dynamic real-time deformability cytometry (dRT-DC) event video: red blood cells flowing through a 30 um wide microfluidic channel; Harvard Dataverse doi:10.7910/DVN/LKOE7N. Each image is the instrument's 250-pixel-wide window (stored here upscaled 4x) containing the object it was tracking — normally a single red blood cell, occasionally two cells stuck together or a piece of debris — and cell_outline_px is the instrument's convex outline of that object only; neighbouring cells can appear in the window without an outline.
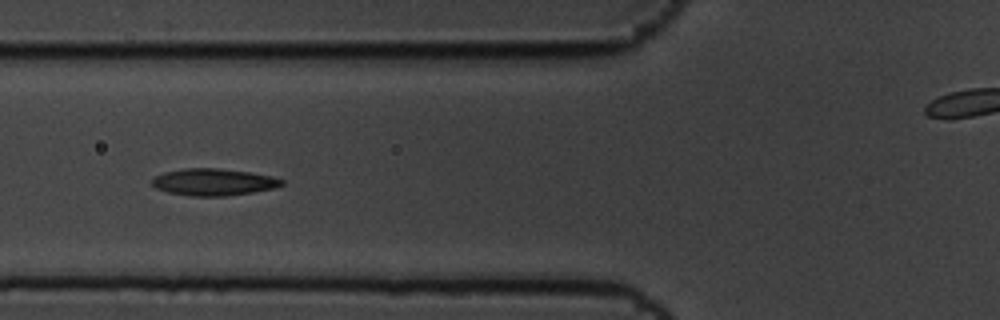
{"species": "common noctule bat (a hibernating species)", "species_latin": "Nyctalus noctula", "temperature_condition": "cold", "stored_images_in_passage": 9, "camera_frame_rate_fps": 3000, "um_per_image_px": 0.085, "animal": {"sex": "male", "body_mass_g": 19.5, "forearm_length_mm": 54.6}, "frame": {"image": 1, "passage_image": 6, "time_ms": 1.667, "image_size_px": [1000, 320], "cell_outline_px": [[284, 184], [272, 188], [252, 192], [224, 196], [192, 196], [168, 192], [156, 188], [152, 184], [152, 176], [164, 172], [184, 168], [216, 168], [248, 172], [272, 176], [284, 180]], "centroid_in_image_um": [18.11, 15.47], "position_along_channel_um": 107.7, "area_um2": 20.23}}
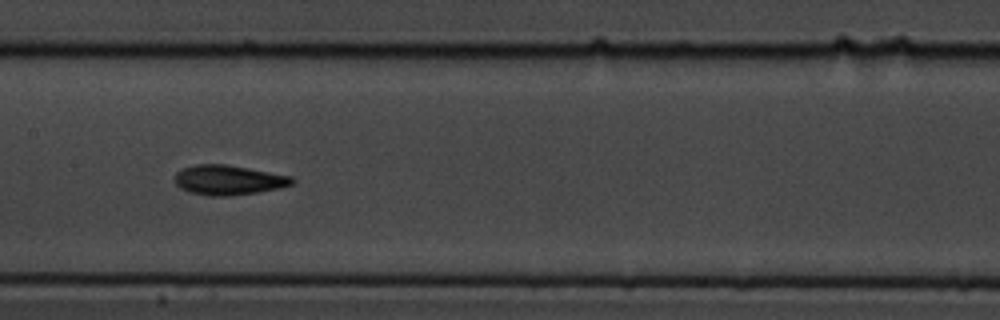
{"frame": {"image": 2, "passage_image": 8, "time_ms": 2.333, "image_size_px": [1000, 320], "cell_outline_px": [[296, 180], [292, 184], [280, 188], [256, 192], [228, 196], [212, 196], [188, 192], [180, 188], [176, 184], [176, 172], [184, 168], [196, 164], [224, 164], [248, 168], [292, 176]], "centroid_in_image_um": [19.43, 15.3], "position_along_channel_um": 188.0, "area_um2": 20.23}}
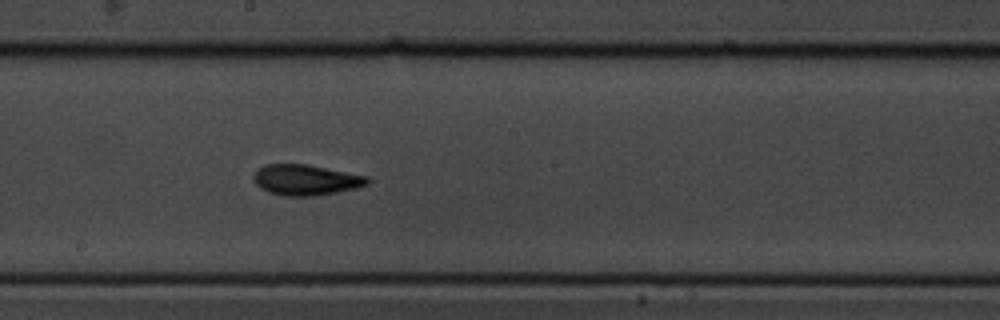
{"frame": {"image": 3, "passage_image": 9, "time_ms": 2.667, "image_size_px": [1000, 320], "cell_outline_px": [[368, 184], [356, 188], [336, 192], [312, 196], [284, 196], [268, 192], [260, 188], [252, 180], [252, 176], [256, 168], [264, 164], [304, 164], [368, 176]], "centroid_in_image_um": [25.91, 15.29], "position_along_channel_um": 222.3, "area_um2": 20.35}}